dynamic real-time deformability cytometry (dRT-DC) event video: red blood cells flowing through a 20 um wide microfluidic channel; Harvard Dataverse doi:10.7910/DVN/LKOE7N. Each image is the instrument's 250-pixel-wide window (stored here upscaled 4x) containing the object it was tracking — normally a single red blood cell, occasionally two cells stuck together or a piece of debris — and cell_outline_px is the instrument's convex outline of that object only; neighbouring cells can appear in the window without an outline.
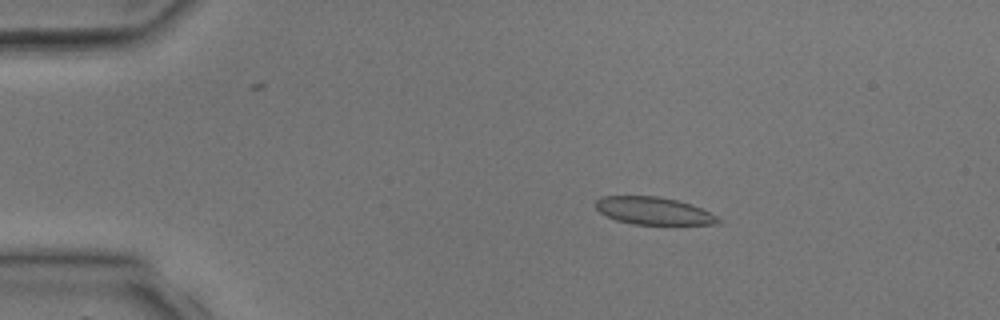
{"species": "common noctule bat (a hibernating species)", "species_latin": "Nyctalus noctula", "temperature_condition": "room temperature", "stored_images_in_passage": 5, "camera_frame_rate_fps": 3000, "um_per_image_px": 0.085, "animal": {"sex": "male", "body_mass_g": 17.9, "forearm_length_mm": 54.2}, "frame": {"image": 1, "passage_image": 3, "time_ms": 2.333, "image_size_px": [1000, 320], "cell_outline_px": [[720, 224], [632, 224], [616, 220], [600, 212], [596, 208], [596, 200], [600, 196], [656, 196], [676, 200], [692, 204], [716, 216], [720, 220]], "centroid_in_image_um": [55.53, 17.92], "position_along_channel_um": 29.5, "area_um2": 19.42}}